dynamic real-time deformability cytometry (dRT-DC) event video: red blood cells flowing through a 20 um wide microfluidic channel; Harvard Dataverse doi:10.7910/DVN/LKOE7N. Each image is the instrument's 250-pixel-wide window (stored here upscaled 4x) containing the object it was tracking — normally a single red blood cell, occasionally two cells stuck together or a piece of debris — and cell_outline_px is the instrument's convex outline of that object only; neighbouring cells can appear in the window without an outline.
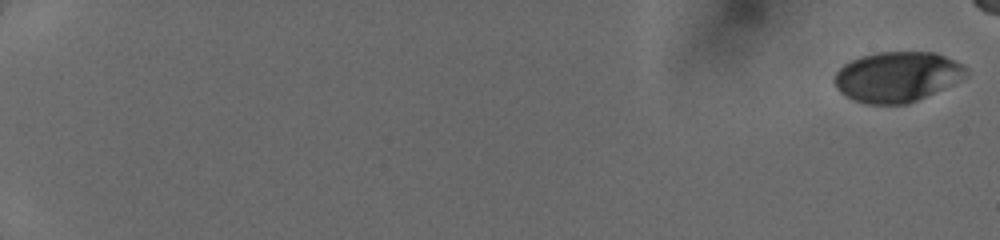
{"species": "human", "species_latin": "Homo sapiens", "temperature_condition": "cold", "stored_images_in_passage": 24, "camera_frame_rate_fps": 3000, "um_per_image_px": 0.085, "donor": {"sex": "female"}, "frame": {"image": 1, "passage_image": 1, "time_ms": 0.0, "image_size_px": [1000, 240], "cell_outline_px": [[968, 76], [960, 80], [908, 104], [868, 104], [852, 100], [844, 96], [836, 88], [832, 80], [836, 72], [844, 64], [860, 56], [876, 52], [936, 52], [968, 68]], "centroid_in_image_um": [76.21, 6.53], "position_along_channel_um": 8.8, "area_um2": 38.61}}
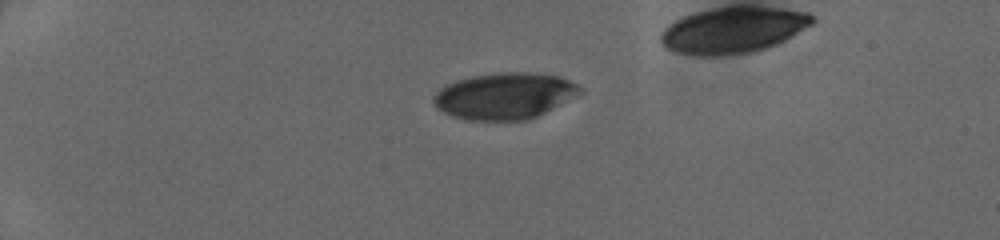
{"frame": {"image": 2, "passage_image": 17, "time_ms": 4.667, "image_size_px": [1000, 240], "cell_outline_px": [[584, 92], [528, 120], [468, 120], [452, 116], [436, 108], [432, 100], [432, 96], [440, 88], [456, 80], [472, 76], [500, 72], [524, 72], [556, 76], [568, 80], [576, 84]], "centroid_in_image_um": [42.84, 8.15], "position_along_channel_um": 42.2, "area_um2": 39.3}}